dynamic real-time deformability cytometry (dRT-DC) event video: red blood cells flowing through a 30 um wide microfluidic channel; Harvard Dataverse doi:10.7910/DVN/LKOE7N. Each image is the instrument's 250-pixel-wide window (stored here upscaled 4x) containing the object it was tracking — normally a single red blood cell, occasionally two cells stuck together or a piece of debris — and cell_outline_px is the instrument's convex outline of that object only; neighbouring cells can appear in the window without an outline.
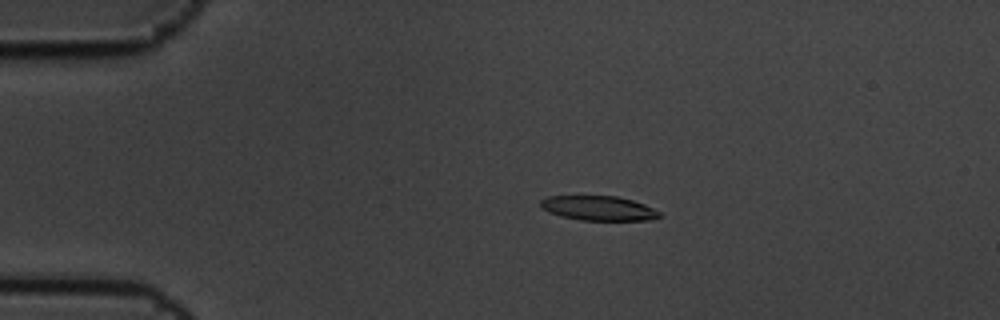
{"species": "common noctule bat (a hibernating species)", "species_latin": "Nyctalus noctula", "temperature_condition": "cold", "stored_images_in_passage": 8, "camera_frame_rate_fps": 3000, "um_per_image_px": 0.085, "animal": {"sex": "male", "body_mass_g": 19.5, "forearm_length_mm": 54.6}, "frame": {"image": 1, "passage_image": 3, "time_ms": 0.667, "image_size_px": [1000, 320], "cell_outline_px": [[660, 216], [652, 220], [580, 220], [560, 216], [548, 212], [540, 208], [540, 200], [548, 196], [616, 196], [632, 200], [644, 204], [660, 212]], "centroid_in_image_um": [50.83, 17.7], "position_along_channel_um": 34.2, "area_um2": 17.05}}
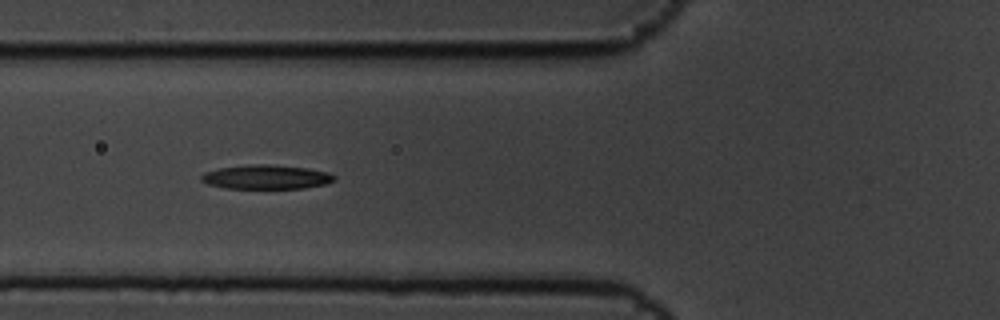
{"frame": {"image": 2, "passage_image": 6, "time_ms": 1.667, "image_size_px": [1000, 320], "cell_outline_px": [[336, 180], [328, 184], [304, 188], [224, 188], [208, 184], [200, 180], [200, 176], [204, 172], [220, 168], [252, 164], [268, 164], [308, 168], [328, 172], [336, 176]], "centroid_in_image_um": [22.66, 15.04], "position_along_channel_um": 103.1, "area_um2": 18.84}}
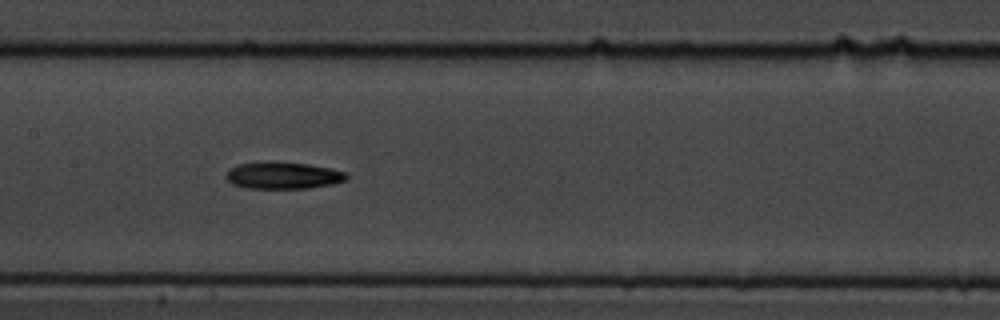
{"frame": {"image": 3, "passage_image": 8, "time_ms": 2.333, "image_size_px": [1000, 320], "cell_outline_px": [[348, 180], [332, 184], [308, 188], [248, 188], [232, 184], [228, 180], [228, 172], [236, 164], [264, 160], [268, 160], [308, 164], [348, 172]], "centroid_in_image_um": [24.09, 14.89], "position_along_channel_um": 183.3, "area_um2": 19.07}}